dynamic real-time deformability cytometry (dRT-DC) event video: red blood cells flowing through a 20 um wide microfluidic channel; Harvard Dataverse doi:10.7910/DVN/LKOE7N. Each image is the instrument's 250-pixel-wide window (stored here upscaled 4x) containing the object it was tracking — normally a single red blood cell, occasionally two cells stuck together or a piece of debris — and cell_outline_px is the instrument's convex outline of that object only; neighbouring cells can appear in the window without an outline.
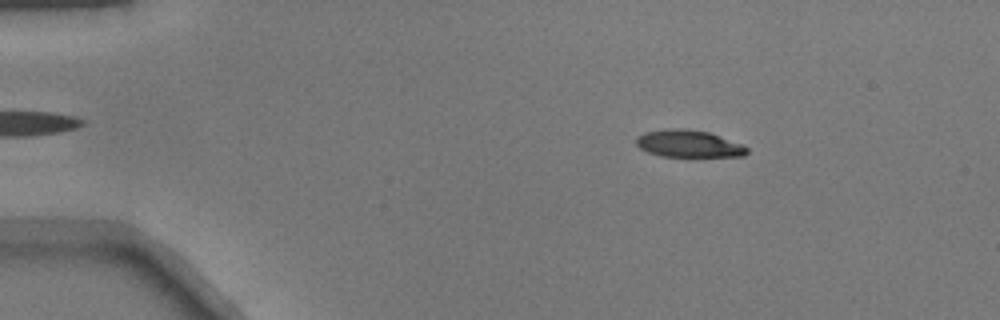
{"species": "common noctule bat (a hibernating species)", "species_latin": "Nyctalus noctula", "temperature_condition": "warm", "stored_images_in_passage": 50, "camera_frame_rate_fps": 3000, "um_per_image_px": 0.085, "animal": {"sex": "male", "body_mass_g": 17.9}, "frame": {"image": 1, "passage_image": 8, "time_ms": 2.333, "image_size_px": [1000, 320], "cell_outline_px": [[748, 152], [744, 156], [660, 156], [648, 152], [640, 148], [636, 144], [636, 136], [644, 132], [668, 128], [684, 128], [708, 132], [744, 144], [748, 148]], "centroid_in_image_um": [58.53, 12.2], "position_along_channel_um": 26.5, "area_um2": 17.63}}
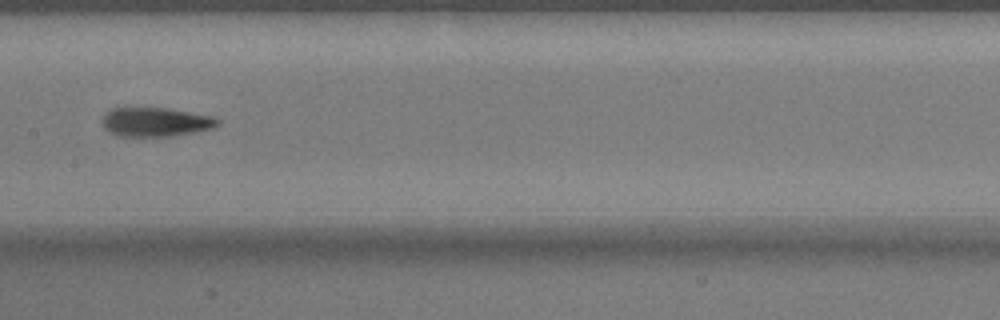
{"frame": {"image": 2, "passage_image": 26, "time_ms": 8.333, "image_size_px": [1000, 320], "cell_outline_px": [[220, 124], [216, 128], [168, 136], [116, 136], [108, 132], [104, 128], [104, 116], [112, 108], [168, 108], [216, 116], [220, 120]], "centroid_in_image_um": [13.3, 10.37], "position_along_channel_um": 194.1, "area_um2": 19.59}}
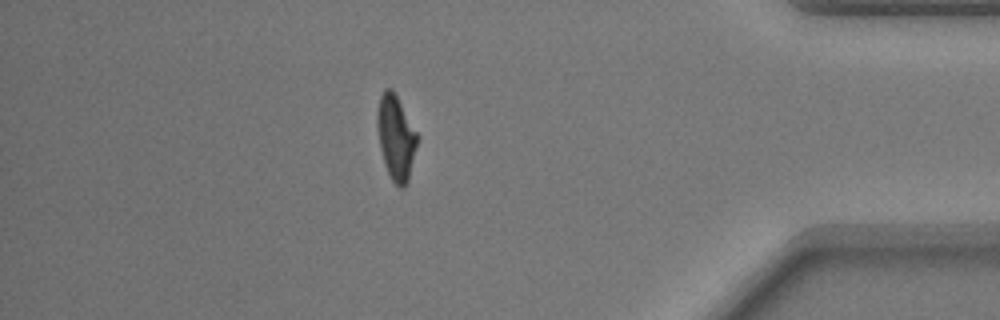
{"frame": {"image": 3, "passage_image": 44, "time_ms": 14.333, "image_size_px": [1000, 320], "cell_outline_px": [[420, 136], [408, 180], [404, 188], [400, 188], [392, 180], [384, 164], [380, 148], [376, 124], [376, 112], [380, 96], [384, 88], [392, 88]], "centroid_in_image_um": [33.66, 11.66], "position_along_channel_um": 401.5, "area_um2": 20.06}}